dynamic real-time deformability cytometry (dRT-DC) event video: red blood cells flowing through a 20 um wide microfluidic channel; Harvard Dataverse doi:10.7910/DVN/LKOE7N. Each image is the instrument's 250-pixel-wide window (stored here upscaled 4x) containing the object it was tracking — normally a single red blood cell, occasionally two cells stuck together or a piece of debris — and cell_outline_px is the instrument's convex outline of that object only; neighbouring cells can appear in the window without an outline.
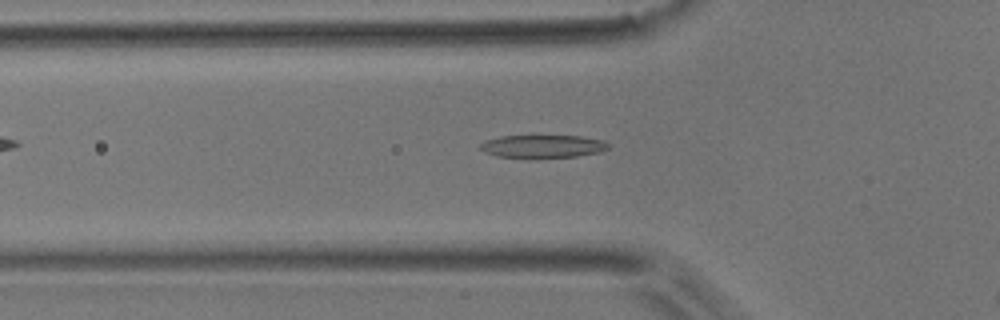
{"species": "common noctule bat (a hibernating species)", "species_latin": "Nyctalus noctula", "temperature_condition": "room temperature", "stored_images_in_passage": 14, "camera_frame_rate_fps": 3000, "um_per_image_px": 0.085, "animal": {"sex": "male", "body_mass_g": 17.9}, "frame": {"image": 1, "passage_image": 12, "time_ms": 3.667, "image_size_px": [1000, 320], "cell_outline_px": [[608, 148], [600, 152], [576, 156], [532, 160], [496, 156], [484, 152], [480, 148], [480, 144], [484, 140], [500, 136], [580, 136], [604, 140], [608, 144]], "centroid_in_image_um": [46.08, 12.47], "position_along_channel_um": 79.7, "area_um2": 17.69}}